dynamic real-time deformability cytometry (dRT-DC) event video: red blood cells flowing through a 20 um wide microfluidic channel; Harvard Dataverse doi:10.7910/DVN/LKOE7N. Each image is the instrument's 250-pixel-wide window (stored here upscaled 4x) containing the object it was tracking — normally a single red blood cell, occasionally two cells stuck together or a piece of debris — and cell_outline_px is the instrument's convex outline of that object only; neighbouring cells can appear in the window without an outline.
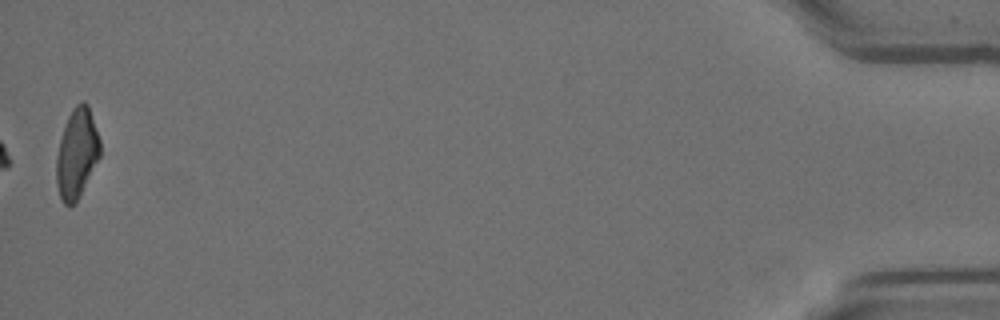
{"species": "Egyptian fruit bat (a non-hibernating species)", "species_latin": "Rousettus aegyptiacus", "temperature_condition": "room temperature", "stored_images_in_passage": 41, "camera_frame_rate_fps": 3000, "um_per_image_px": 0.085, "animal": {"sex": "female"}, "frame": {"image": 1, "passage_image": 41, "time_ms": 13.333, "image_size_px": [1000, 320], "cell_outline_px": [[100, 156], [76, 204], [68, 208], [64, 204], [60, 196], [56, 184], [56, 156], [60, 140], [68, 116], [72, 108], [80, 100], [84, 100], [88, 104], [100, 140]], "centroid_in_image_um": [6.52, 13.06], "position_along_channel_um": 428.7, "area_um2": 23.0}}